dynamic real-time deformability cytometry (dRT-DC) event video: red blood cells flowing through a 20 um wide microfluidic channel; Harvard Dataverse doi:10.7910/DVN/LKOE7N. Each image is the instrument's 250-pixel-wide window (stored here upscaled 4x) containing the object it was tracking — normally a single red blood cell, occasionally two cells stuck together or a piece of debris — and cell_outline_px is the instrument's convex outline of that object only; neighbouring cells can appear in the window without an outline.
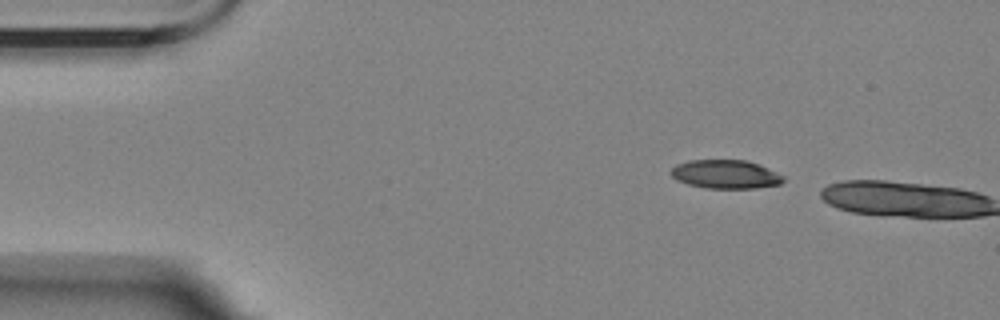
{"species": "Egyptian fruit bat (a non-hibernating species)", "species_latin": "Rousettus aegyptiacus", "temperature_condition": "room temperature", "stored_images_in_passage": 2, "camera_frame_rate_fps": 3000, "um_per_image_px": 0.085, "animal": {"sex": "female"}, "frame": {"image": 1, "passage_image": 1, "time_ms": 0.0, "image_size_px": [1000, 320], "cell_outline_px": [[784, 180], [780, 184], [756, 188], [704, 188], [688, 184], [676, 180], [668, 172], [676, 164], [688, 160], [744, 160], [756, 164], [776, 172], [784, 176]], "centroid_in_image_um": [61.62, 14.81], "position_along_channel_um": 23.4, "area_um2": 18.73}}